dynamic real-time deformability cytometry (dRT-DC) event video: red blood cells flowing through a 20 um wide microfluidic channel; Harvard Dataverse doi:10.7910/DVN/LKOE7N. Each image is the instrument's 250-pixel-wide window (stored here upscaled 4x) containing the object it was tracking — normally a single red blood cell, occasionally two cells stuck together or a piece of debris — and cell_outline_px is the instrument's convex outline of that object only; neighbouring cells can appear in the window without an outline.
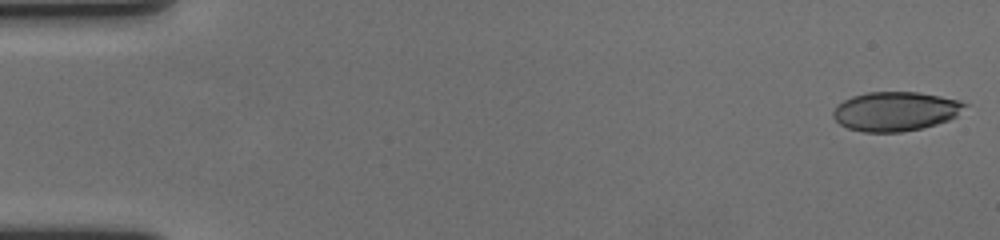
{"species": "human", "species_latin": "Homo sapiens", "temperature_condition": "cold", "stored_images_in_passage": 58, "camera_frame_rate_fps": 3000, "um_per_image_px": 0.085, "donor": {"sex": "female"}, "frame": {"image": 1, "passage_image": 1, "time_ms": 0.0, "image_size_px": [1000, 240], "cell_outline_px": [[968, 104], [956, 116], [948, 120], [936, 124], [920, 128], [900, 132], [864, 132], [848, 128], [840, 124], [832, 116], [832, 112], [836, 104], [852, 96], [868, 92], [920, 92], [960, 100]], "centroid_in_image_um": [76.09, 9.45], "position_along_channel_um": 8.9, "area_um2": 30.11}}
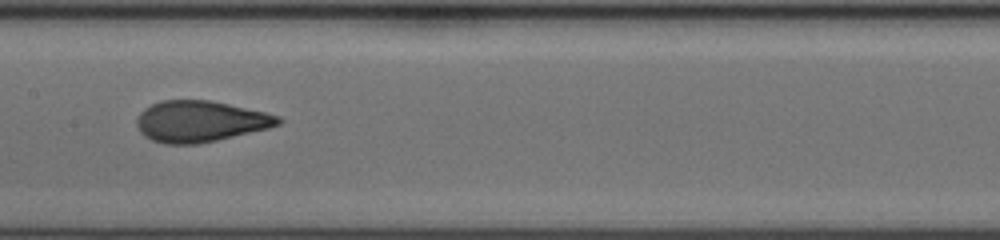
{"frame": {"image": 2, "passage_image": 30, "time_ms": 9.667, "image_size_px": [1000, 240], "cell_outline_px": [[284, 120], [280, 124], [268, 128], [216, 140], [196, 144], [164, 144], [152, 140], [144, 136], [140, 132], [136, 124], [136, 120], [140, 112], [144, 108], [160, 100], [212, 100], [264, 112], [280, 116]], "centroid_in_image_um": [16.99, 10.31], "position_along_channel_um": 190.4, "area_um2": 33.93}}
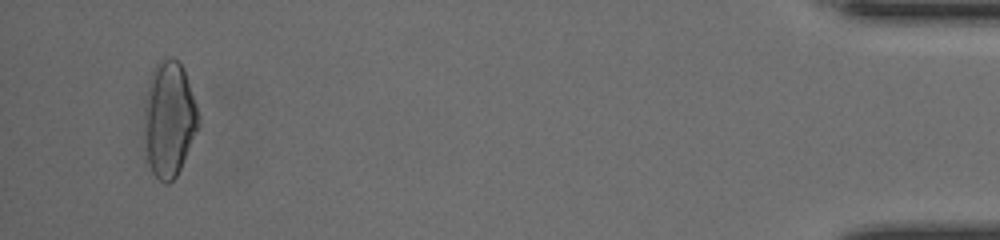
{"frame": {"image": 3, "passage_image": 56, "time_ms": 18.333, "image_size_px": [1000, 240], "cell_outline_px": [[200, 124], [180, 168], [176, 176], [168, 184], [164, 184], [152, 172], [148, 160], [148, 88], [152, 72], [156, 64], [160, 60], [168, 56], [172, 56], [180, 60], [184, 68], [200, 120]], "centroid_in_image_um": [14.45, 10.08], "position_along_channel_um": 420.7, "area_um2": 34.91}, "authors_computed_cell_mechanics": {"area_um2": 33.0616, "velocity_mm_per_s": 3.5771, "shape_relaxation_time_tau1_ms": 5.5308, "shape_relaxation_time_tau2_ms": 0.7502, "deformation_change_tau1": 0.1886, "deformation_change_tau2": 0.0608}}